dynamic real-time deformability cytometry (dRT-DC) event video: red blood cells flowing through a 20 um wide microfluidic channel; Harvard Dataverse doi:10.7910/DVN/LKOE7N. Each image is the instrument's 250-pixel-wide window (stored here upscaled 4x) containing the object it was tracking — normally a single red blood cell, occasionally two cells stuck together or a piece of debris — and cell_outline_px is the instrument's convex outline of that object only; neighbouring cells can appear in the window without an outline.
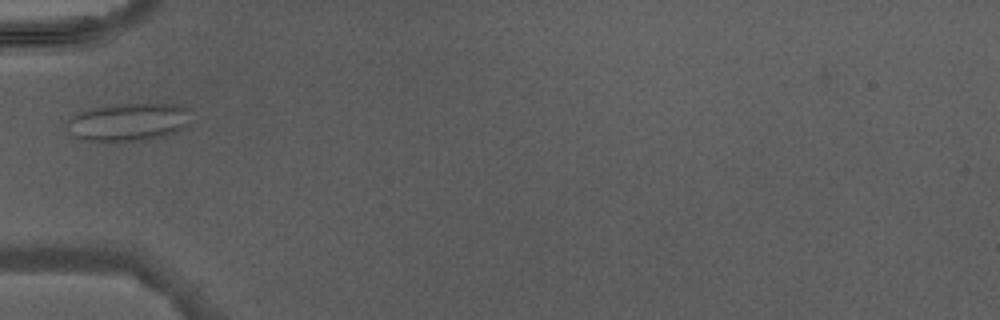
{"species": "Egyptian fruit bat (a non-hibernating species)", "species_latin": "Rousettus aegyptiacus", "temperature_condition": "warm", "stored_images_in_passage": 1, "camera_frame_rate_fps": 3000, "um_per_image_px": 0.085, "animal": {"sex": "male"}, "frame": {"image": 1, "passage_image": 1, "time_ms": 0.0, "image_size_px": [1000, 320], "cell_outline_px": [[192, 108], [188, 124], [184, 128], [176, 132], [164, 136], [144, 140], [88, 140], [76, 136], [68, 132], [64, 128], [64, 124], [72, 116], [80, 112], [92, 108], [124, 104], [180, 104]], "centroid_in_image_um": [10.97, 10.35], "position_along_channel_um": 74.0, "area_um2": 27.34}}